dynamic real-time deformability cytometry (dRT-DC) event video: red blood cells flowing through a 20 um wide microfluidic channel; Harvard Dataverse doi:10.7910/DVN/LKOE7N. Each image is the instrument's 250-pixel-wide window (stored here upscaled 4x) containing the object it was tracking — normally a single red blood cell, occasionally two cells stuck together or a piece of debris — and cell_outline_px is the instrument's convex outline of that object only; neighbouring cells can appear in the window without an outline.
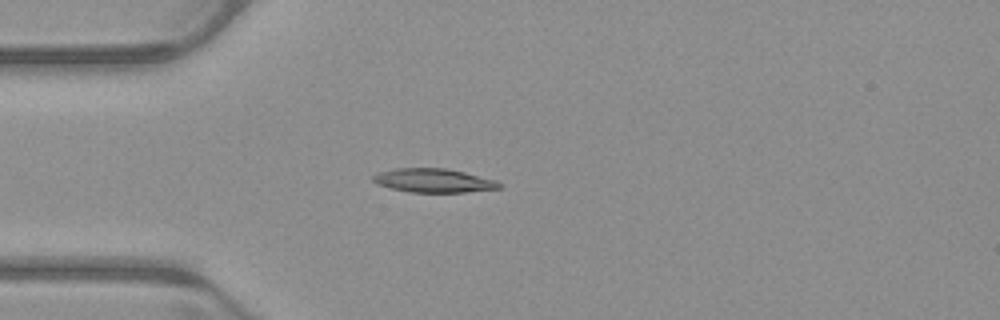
{"species": "common noctule bat (a hibernating species)", "species_latin": "Nyctalus noctula", "temperature_condition": "warm", "stored_images_in_passage": 51, "camera_frame_rate_fps": 3000, "um_per_image_px": 0.085, "animal": {"sex": "male", "body_mass_g": 23.1, "forearm_length_mm": 52.7}, "frame": {"image": 1, "passage_image": 13, "time_ms": 4.0, "image_size_px": [1000, 320], "cell_outline_px": [[504, 188], [464, 192], [408, 192], [376, 184], [372, 180], [372, 176], [380, 172], [396, 168], [444, 168], [464, 172], [496, 180], [504, 184]], "centroid_in_image_um": [36.9, 15.35], "position_along_channel_um": 48.1, "area_um2": 17.57}}
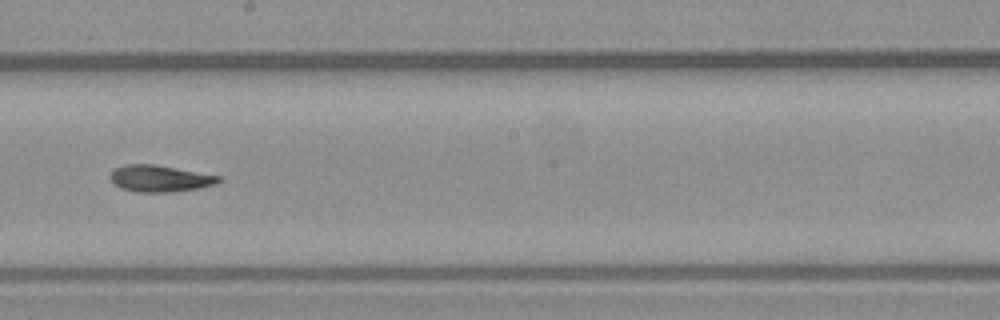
{"frame": {"image": 2, "passage_image": 28, "time_ms": 9.0, "image_size_px": [1000, 320], "cell_outline_px": [[224, 180], [216, 184], [200, 188], [172, 192], [136, 192], [120, 188], [112, 184], [108, 176], [116, 168], [124, 164], [156, 164], [220, 176]], "centroid_in_image_um": [13.58, 15.18], "position_along_channel_um": 234.6, "area_um2": 17.11}}
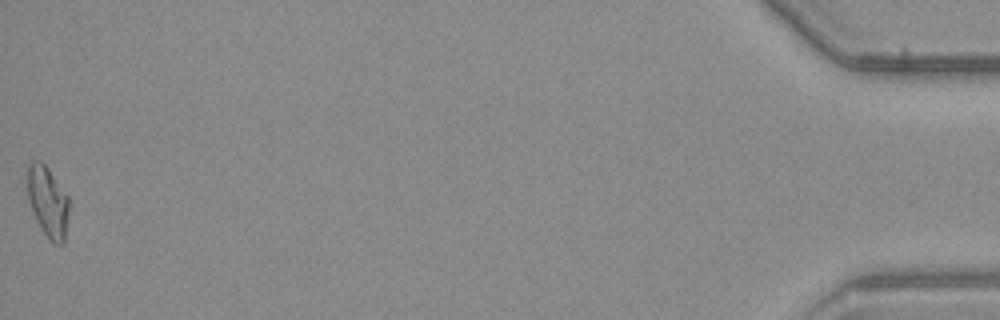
{"frame": {"image": 3, "passage_image": 51, "time_ms": 16.667, "image_size_px": [1000, 320], "cell_outline_px": [[68, 212], [64, 244], [56, 244], [44, 232], [36, 220], [28, 200], [28, 164], [32, 160], [40, 160], [48, 168], [68, 196]], "centroid_in_image_um": [4.06, 17.11], "position_along_channel_um": 431.1, "area_um2": 16.82}, "authors_computed_cell_mechanics": {"area_um2": 16.8198, "velocity_mm_per_s": 3.9683, "shape_relaxation_time_tau1_ms": null, "shape_relaxation_time_tau2_ms": 9.7406, "deformation_change_tau1": null, "deformation_change_tau2": 0.1933}}